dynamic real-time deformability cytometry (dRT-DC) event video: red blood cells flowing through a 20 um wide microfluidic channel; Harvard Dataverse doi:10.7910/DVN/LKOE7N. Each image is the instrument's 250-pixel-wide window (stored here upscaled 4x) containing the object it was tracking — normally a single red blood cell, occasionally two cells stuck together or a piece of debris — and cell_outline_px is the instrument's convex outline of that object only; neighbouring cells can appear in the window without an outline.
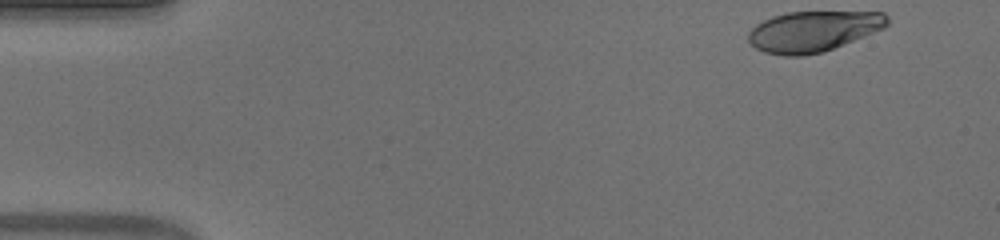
{"species": "human", "species_latin": "Homo sapiens", "temperature_condition": "warm", "stored_images_in_passage": 41, "camera_frame_rate_fps": 3000, "um_per_image_px": 0.085, "donor": {"sex": "male"}, "frame": {"image": 1, "passage_image": 1, "time_ms": 0.0, "image_size_px": [1000, 240], "cell_outline_px": [[888, 24], [884, 28], [824, 52], [804, 56], [784, 56], [764, 52], [756, 48], [748, 40], [748, 32], [756, 24], [772, 16], [788, 12], [884, 12], [888, 16]], "centroid_in_image_um": [69.11, 2.67], "position_along_channel_um": 15.9, "area_um2": 32.95}}
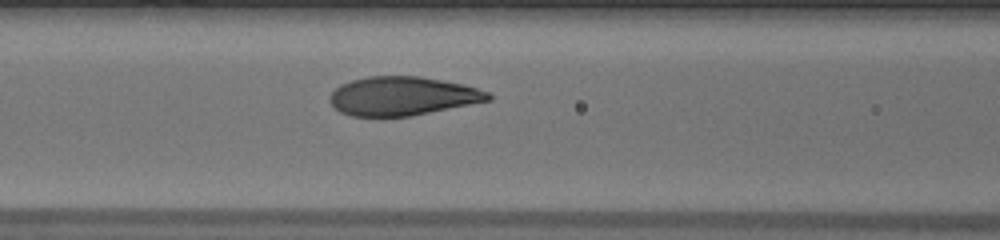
{"frame": {"image": 2, "passage_image": 19, "time_ms": 6.0, "image_size_px": [1000, 240], "cell_outline_px": [[492, 100], [408, 116], [352, 116], [340, 112], [328, 100], [328, 96], [340, 84], [352, 80], [368, 76], [420, 76], [464, 84], [488, 92], [492, 96]], "centroid_in_image_um": [34.19, 8.15], "position_along_channel_um": 132.4, "area_um2": 35.66}}
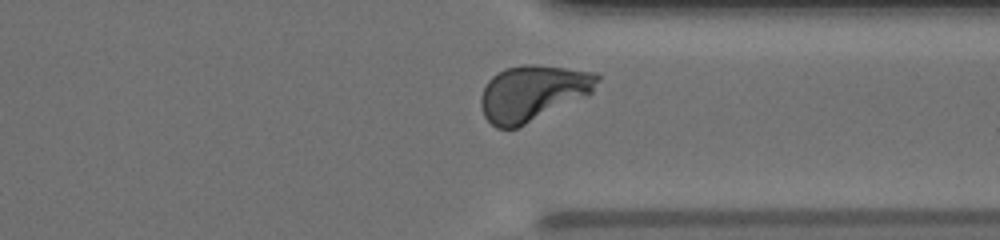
{"frame": {"image": 3, "passage_image": 37, "time_ms": 12.0, "image_size_px": [1000, 240], "cell_outline_px": [[600, 80], [592, 92], [588, 96], [516, 128], [496, 128], [484, 116], [480, 104], [480, 96], [488, 80], [492, 76], [504, 68], [524, 64], [536, 64], [596, 72], [600, 76]], "centroid_in_image_um": [45.29, 7.89], "position_along_channel_um": 366.1, "area_um2": 37.92}, "authors_computed_cell_mechanics": {"area_um2": 35.836, "velocity_mm_per_s": 3.9, "shape_relaxation_time_tau1_ms": 2.5753, "shape_relaxation_time_tau2_ms": null, "deformation_change_tau1": 0.1795, "deformation_change_tau2": null}}